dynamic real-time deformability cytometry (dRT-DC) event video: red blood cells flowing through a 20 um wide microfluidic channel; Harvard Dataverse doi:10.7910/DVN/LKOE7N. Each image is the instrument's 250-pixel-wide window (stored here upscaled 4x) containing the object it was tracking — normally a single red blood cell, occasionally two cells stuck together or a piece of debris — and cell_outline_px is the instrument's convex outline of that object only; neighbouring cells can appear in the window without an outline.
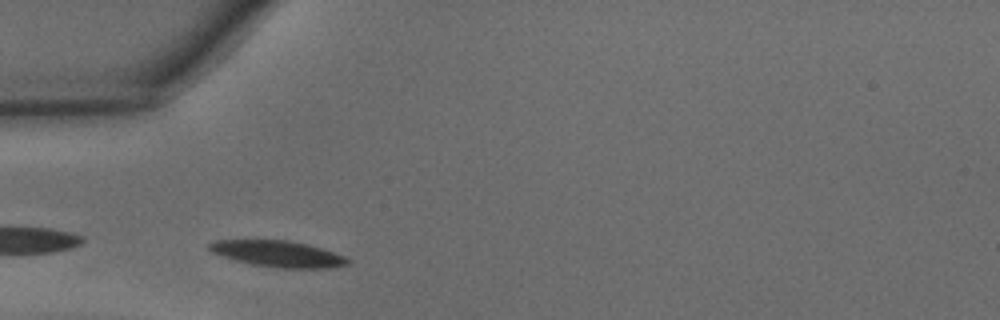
{"species": "common noctule bat (a hibernating species)", "species_latin": "Nyctalus noctula", "temperature_condition": "warm", "stored_images_in_passage": 25, "camera_frame_rate_fps": 3000, "um_per_image_px": 0.085, "animal": {"sex": "male", "body_mass_g": 15.6}, "frame": {"image": 1, "passage_image": 3, "time_ms": 0.667, "image_size_px": [1000, 320], "cell_outline_px": [[352, 260], [348, 264], [328, 268], [276, 268], [252, 264], [236, 260], [212, 252], [208, 248], [208, 244], [216, 240], [288, 240], [308, 244], [344, 256]], "centroid_in_image_um": [23.64, 21.57], "position_along_channel_um": 61.4, "area_um2": 20.98}}
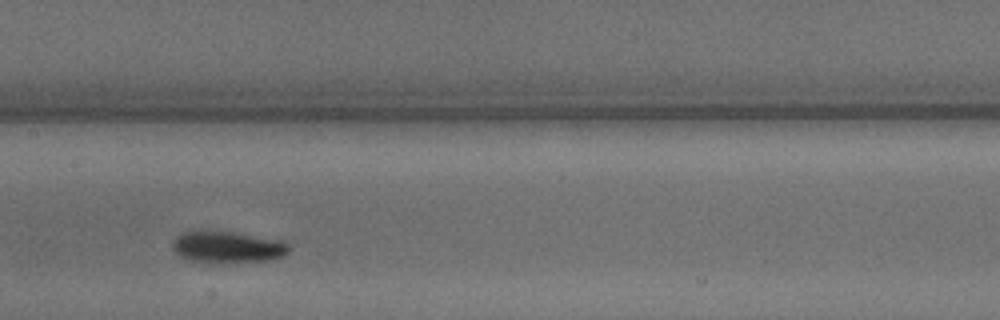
{"frame": {"image": 2, "passage_image": 12, "time_ms": 3.667, "image_size_px": [1000, 320], "cell_outline_px": [[292, 248], [284, 256], [268, 260], [224, 264], [220, 264], [192, 260], [180, 256], [172, 248], [172, 240], [176, 236], [184, 232], [232, 232], [280, 240], [288, 244]], "centroid_in_image_um": [19.36, 21.03], "position_along_channel_um": 188.0, "area_um2": 21.44}}
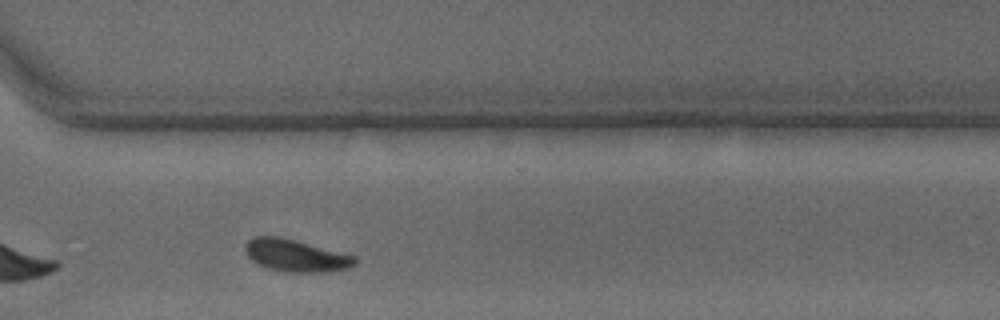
{"frame": {"image": 3, "passage_image": 23, "time_ms": 7.333, "image_size_px": [1000, 320], "cell_outline_px": [[356, 264], [348, 268], [324, 272], [288, 272], [268, 268], [252, 260], [244, 252], [244, 244], [248, 240], [256, 236], [276, 236], [356, 256]], "centroid_in_image_um": [25.11, 21.73], "position_along_channel_um": 345.5, "area_um2": 20.23}, "authors_computed_cell_mechanics": {"area_um2": 21.0392, "velocity_mm_per_s": 4.2956, "shape_relaxation_time_tau1_ms": 5.9227, "shape_relaxation_time_tau2_ms": 5.3034, "deformation_change_tau1": 0.2382, "deformation_change_tau2": 0.1138}}